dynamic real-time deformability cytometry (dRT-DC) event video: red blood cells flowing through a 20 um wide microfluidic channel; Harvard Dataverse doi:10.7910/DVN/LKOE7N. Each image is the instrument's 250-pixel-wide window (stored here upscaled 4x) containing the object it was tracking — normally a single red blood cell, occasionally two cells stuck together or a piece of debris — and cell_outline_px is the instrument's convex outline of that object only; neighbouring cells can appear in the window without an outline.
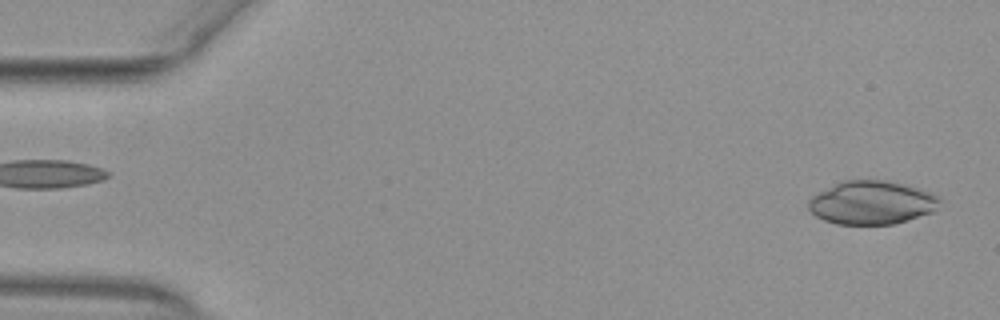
{"species": "common noctule bat (a hibernating species)", "species_latin": "Nyctalus noctula", "temperature_condition": "warm", "stored_images_in_passage": 19, "camera_frame_rate_fps": 3000, "um_per_image_px": 0.085, "animal": {"sex": "female", "body_mass_g": 29.2, "forearm_length_mm": 56.3}, "frame": {"image": 1, "passage_image": 2, "time_ms": 0.333, "image_size_px": [1000, 320], "cell_outline_px": [[940, 200], [936, 208], [932, 212], [908, 220], [892, 224], [836, 224], [824, 220], [816, 216], [808, 208], [808, 200], [812, 196], [840, 180], [888, 180], [904, 184], [932, 192], [940, 196]], "centroid_in_image_um": [74.09, 17.21], "position_along_channel_um": 10.9, "area_um2": 33.35}}